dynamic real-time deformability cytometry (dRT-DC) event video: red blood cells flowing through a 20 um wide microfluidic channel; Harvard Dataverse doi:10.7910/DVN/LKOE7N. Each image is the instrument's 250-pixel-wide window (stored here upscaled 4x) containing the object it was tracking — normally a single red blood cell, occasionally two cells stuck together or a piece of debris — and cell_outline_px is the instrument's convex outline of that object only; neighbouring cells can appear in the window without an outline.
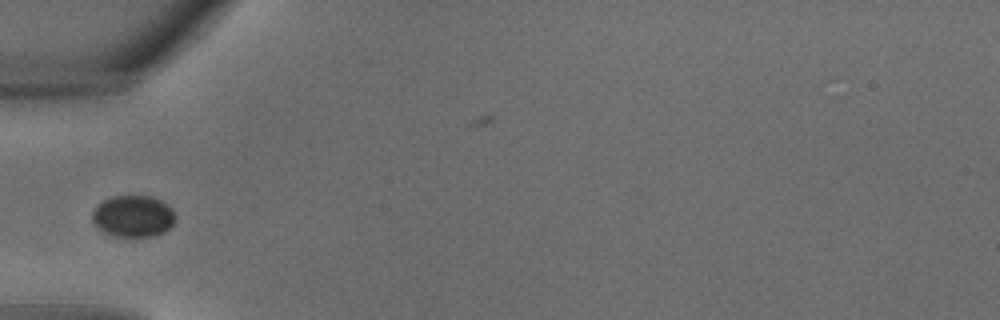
{"species": "common noctule bat (a hibernating species)", "species_latin": "Nyctalus noctula", "temperature_condition": "warm", "stored_images_in_passage": 24, "camera_frame_rate_fps": 3000, "um_per_image_px": 0.085, "animal": {"sex": "male", "body_mass_g": 18.8}, "frame": {"image": 1, "passage_image": 4, "time_ms": 1.0, "image_size_px": [1000, 320], "cell_outline_px": [[176, 220], [164, 232], [152, 236], [112, 236], [96, 228], [92, 220], [92, 212], [104, 200], [112, 196], [152, 196], [168, 204], [172, 208], [176, 216]], "centroid_in_image_um": [11.33, 18.38], "position_along_channel_um": 73.7, "area_um2": 20.23}}
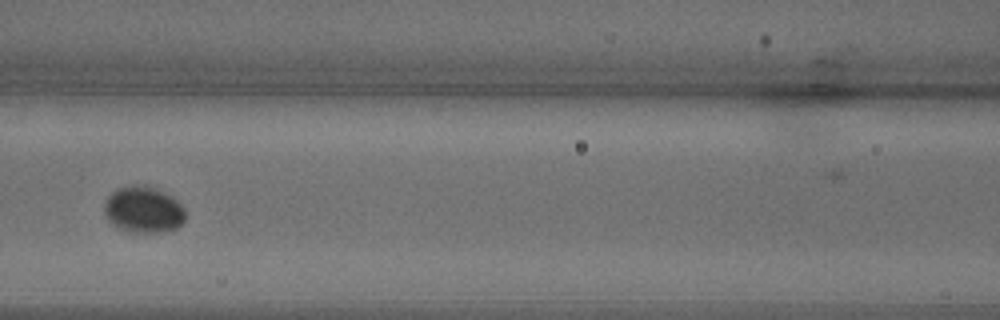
{"frame": {"image": 2, "passage_image": 8, "time_ms": 2.333, "image_size_px": [1000, 320], "cell_outline_px": [[184, 220], [176, 228], [164, 232], [128, 232], [112, 224], [108, 220], [104, 212], [104, 200], [116, 188], [132, 184], [144, 184], [164, 192], [176, 200], [184, 208]], "centroid_in_image_um": [12.15, 17.8], "position_along_channel_um": 154.5, "area_um2": 22.02}}